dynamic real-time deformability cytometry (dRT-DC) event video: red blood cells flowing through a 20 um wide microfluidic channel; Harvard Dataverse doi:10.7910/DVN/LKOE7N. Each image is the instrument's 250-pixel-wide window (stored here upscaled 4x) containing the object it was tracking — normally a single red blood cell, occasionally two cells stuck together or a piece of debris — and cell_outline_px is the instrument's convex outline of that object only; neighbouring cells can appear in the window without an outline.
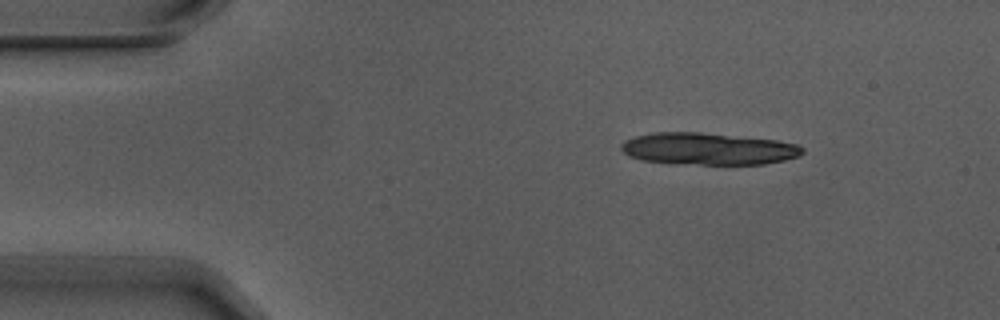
{"species": "Egyptian fruit bat (a non-hibernating species)", "species_latin": "Rousettus aegyptiacus", "temperature_condition": "warm", "stored_images_in_passage": 3, "camera_frame_rate_fps": 3000, "um_per_image_px": 0.085, "animal": {"sex": "male"}, "frame": {"image": 1, "passage_image": 1, "time_ms": 0.0, "image_size_px": [1000, 320], "cell_outline_px": [[804, 152], [800, 156], [784, 160], [764, 164], [680, 164], [640, 160], [628, 156], [620, 148], [620, 144], [624, 140], [636, 136], [656, 132], [700, 132], [776, 140], [796, 144], [804, 148]], "centroid_in_image_um": [60.17, 12.65], "position_along_channel_um": 24.8, "area_um2": 33.93}}